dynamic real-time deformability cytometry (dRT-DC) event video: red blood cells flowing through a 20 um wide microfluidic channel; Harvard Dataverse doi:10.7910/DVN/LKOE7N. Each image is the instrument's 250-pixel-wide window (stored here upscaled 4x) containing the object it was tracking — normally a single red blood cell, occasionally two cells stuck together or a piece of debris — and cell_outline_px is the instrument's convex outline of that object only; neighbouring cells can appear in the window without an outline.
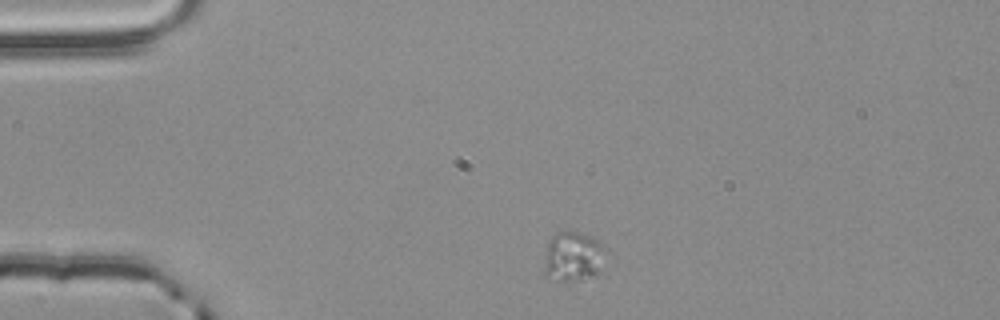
{"species": "common noctule bat (a hibernating species)", "species_latin": "Nyctalus noctula", "temperature_condition": "room temperature", "stored_images_in_passage": 2, "camera_frame_rate_fps": 3000, "um_per_image_px": 0.085, "animal": {"sex": "male", "body_mass_g": 20.4}, "frame": {"image": 1, "passage_image": 1, "time_ms": 0.0, "image_size_px": [1000, 320], "cell_outline_px": [[608, 248], [600, 272], [592, 276], [568, 284], [544, 276], [544, 268], [548, 244], [552, 236], [556, 232], [580, 232], [592, 236], [604, 244]], "centroid_in_image_um": [48.77, 21.84], "position_along_channel_um": 36.2, "area_um2": 18.44}}
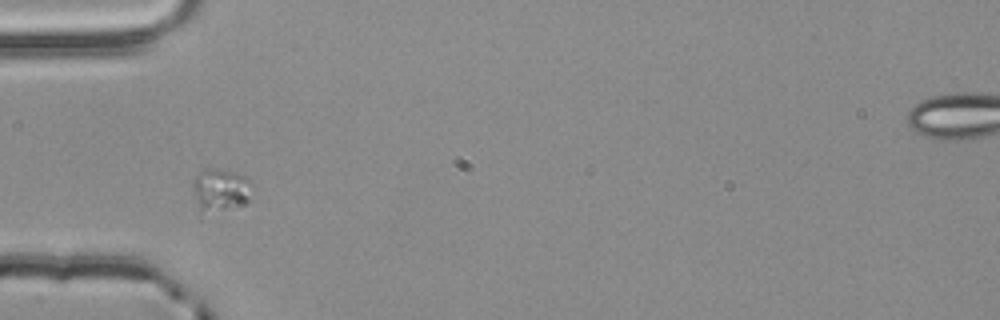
{"frame": {"image": 2, "passage_image": 2, "time_ms": 0.333, "image_size_px": [1000, 320], "cell_outline_px": [[248, 200], [244, 204], [224, 208], [200, 212], [196, 196], [196, 176], [204, 168], [216, 168], [236, 172], [244, 176], [248, 180]], "centroid_in_image_um": [18.74, 16.09], "position_along_channel_um": 66.3, "area_um2": 13.64}}